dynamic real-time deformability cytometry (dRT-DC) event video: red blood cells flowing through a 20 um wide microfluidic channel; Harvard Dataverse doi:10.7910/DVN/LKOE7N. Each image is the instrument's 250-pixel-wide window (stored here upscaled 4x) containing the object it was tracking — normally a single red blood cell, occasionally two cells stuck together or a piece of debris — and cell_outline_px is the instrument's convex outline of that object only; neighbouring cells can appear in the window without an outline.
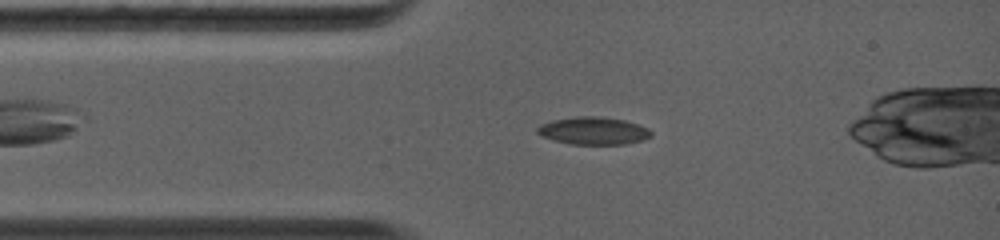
{"species": "common noctule bat (a hibernating species)", "species_latin": "Nyctalus noctula", "temperature_condition": "warm", "stored_images_in_passage": 35, "camera_frame_rate_fps": 5000, "um_per_image_px": 0.085, "animal": {"sex": "female", "body_mass_g": 19.0, "forearm_length_mm": 56.7}, "frame": {"image": 1, "passage_image": 7, "time_ms": 2.2, "image_size_px": [1000, 240], "cell_outline_px": [[652, 136], [640, 140], [624, 144], [572, 144], [552, 140], [536, 132], [536, 128], [540, 124], [552, 120], [576, 116], [600, 116], [624, 120], [640, 124], [648, 128], [652, 132]], "centroid_in_image_um": [50.43, 11.1], "position_along_channel_um": 34.6, "area_um2": 18.32}}
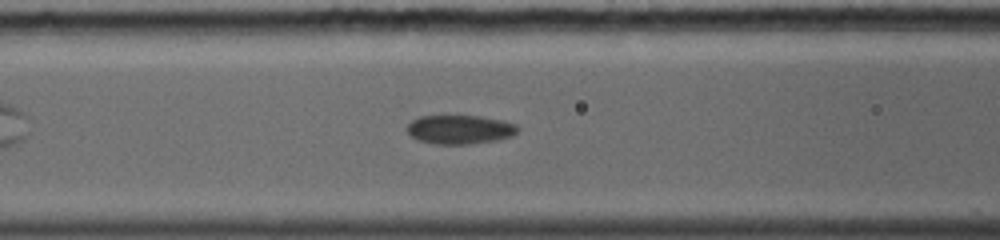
{"frame": {"image": 2, "passage_image": 17, "time_ms": 4.6, "image_size_px": [1000, 240], "cell_outline_px": [[520, 128], [512, 136], [496, 140], [468, 144], [436, 144], [420, 140], [412, 136], [408, 132], [408, 124], [412, 120], [420, 116], [480, 116], [500, 120], [516, 124]], "centroid_in_image_um": [39.1, 11.0], "position_along_channel_um": 127.5, "area_um2": 18.44}}
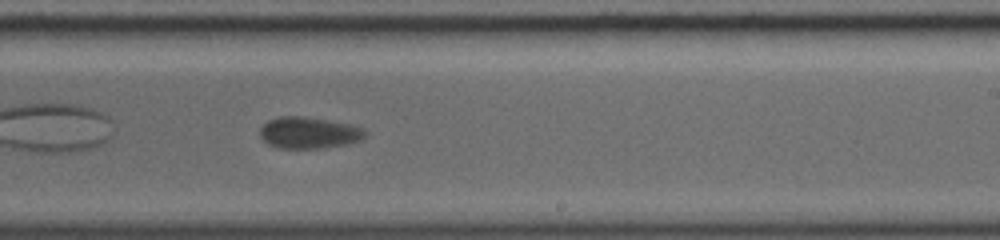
{"frame": {"image": 3, "passage_image": 30, "time_ms": 7.8, "image_size_px": [1000, 240], "cell_outline_px": [[368, 132], [360, 140], [344, 144], [316, 148], [276, 148], [268, 144], [260, 136], [260, 128], [268, 120], [280, 116], [304, 116], [352, 124], [364, 128]], "centroid_in_image_um": [26.24, 11.27], "position_along_channel_um": 262.8, "area_um2": 19.31}}